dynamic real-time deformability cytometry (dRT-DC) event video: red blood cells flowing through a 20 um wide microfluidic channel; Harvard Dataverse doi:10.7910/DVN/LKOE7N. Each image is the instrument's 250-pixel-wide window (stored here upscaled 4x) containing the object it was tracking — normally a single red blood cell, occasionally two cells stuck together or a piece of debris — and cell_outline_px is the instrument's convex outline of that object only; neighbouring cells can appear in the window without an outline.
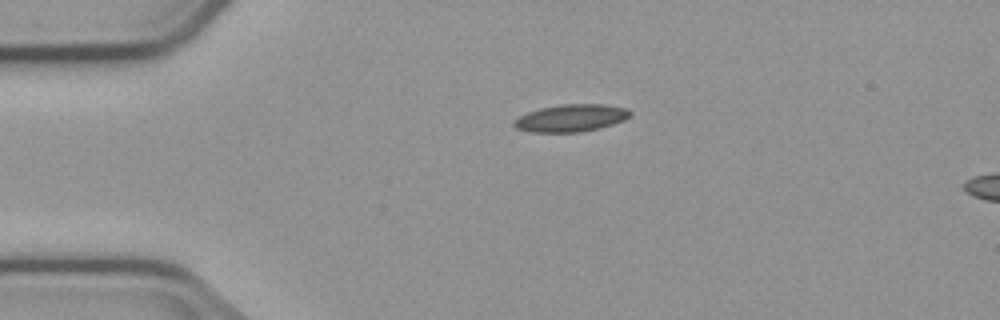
{"species": "common noctule bat (a hibernating species)", "species_latin": "Nyctalus noctula", "temperature_condition": "cold", "stored_images_in_passage": 3, "segment_of_instrument_passage": [1, 2], "camera_frame_rate_fps": 3000, "um_per_image_px": 0.085, "animal": {"sex": "male", "body_mass_g": 23.1, "forearm_length_mm": 52.7}, "frame": {"image": 1, "passage_image": 1, "time_ms": 0.0, "image_size_px": [1000, 320], "cell_outline_px": [[632, 116], [624, 120], [600, 128], [580, 132], [532, 132], [516, 128], [512, 124], [512, 120], [528, 112], [540, 108], [564, 104], [604, 104], [628, 108], [632, 112]], "centroid_in_image_um": [48.56, 10.03], "position_along_channel_um": 36.4, "area_um2": 18.61}}